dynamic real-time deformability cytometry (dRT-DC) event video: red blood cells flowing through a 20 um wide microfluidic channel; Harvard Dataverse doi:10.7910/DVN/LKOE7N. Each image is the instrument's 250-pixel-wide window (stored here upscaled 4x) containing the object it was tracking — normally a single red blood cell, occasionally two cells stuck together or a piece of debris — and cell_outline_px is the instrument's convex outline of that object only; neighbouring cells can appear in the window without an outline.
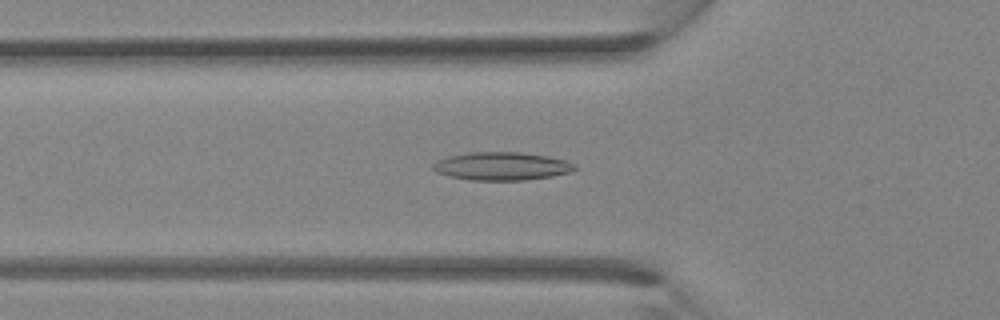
{"species": "Egyptian fruit bat (a non-hibernating species)", "species_latin": "Rousettus aegyptiacus", "temperature_condition": "room temperature", "stored_images_in_passage": 27, "camera_frame_rate_fps": 3000, "um_per_image_px": 0.085, "animal": {"sex": "female"}, "frame": {"image": 1, "passage_image": 6, "time_ms": 1.667, "image_size_px": [1000, 320], "cell_outline_px": [[576, 168], [572, 172], [552, 176], [524, 180], [472, 180], [448, 176], [436, 172], [432, 168], [432, 164], [448, 156], [472, 152], [520, 152], [548, 156], [564, 160], [576, 164]], "centroid_in_image_um": [42.66, 14.12], "position_along_channel_um": 83.1, "area_um2": 23.18}}
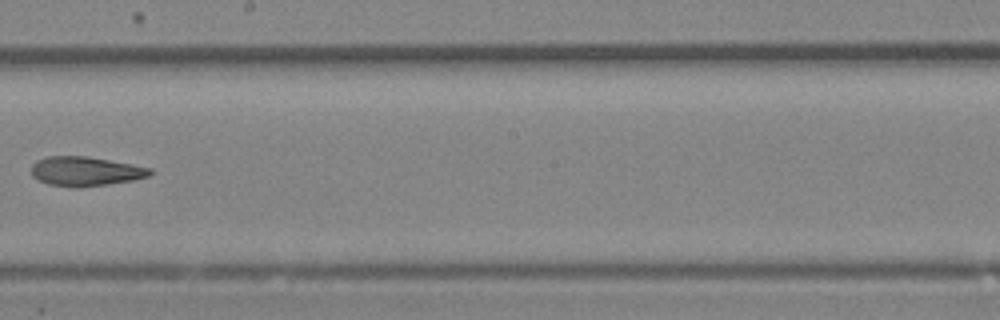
{"frame": {"image": 2, "passage_image": 14, "time_ms": 4.333, "image_size_px": [1000, 320], "cell_outline_px": [[152, 172], [148, 176], [132, 180], [108, 184], [76, 188], [72, 188], [48, 184], [32, 176], [32, 164], [36, 160], [48, 156], [88, 156], [132, 164], [152, 168]], "centroid_in_image_um": [7.25, 14.56], "position_along_channel_um": 241.0, "area_um2": 20.35}}
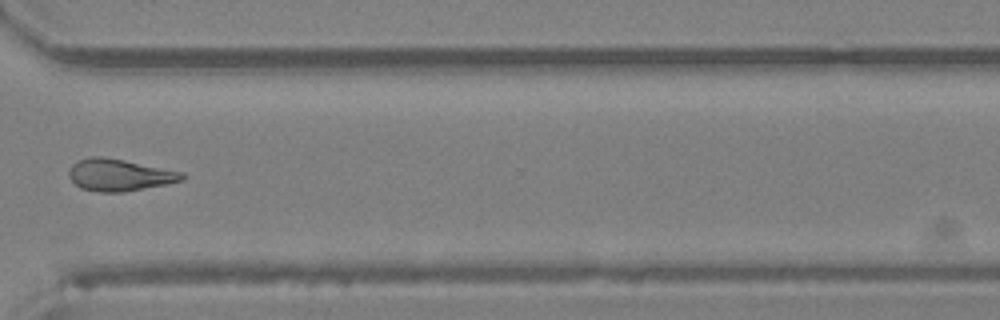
{"frame": {"image": 3, "passage_image": 20, "time_ms": 6.333, "image_size_px": [1000, 320], "cell_outline_px": [[188, 176], [184, 180], [124, 192], [100, 192], [80, 188], [68, 176], [68, 172], [72, 164], [80, 160], [92, 156], [104, 156], [184, 172]], "centroid_in_image_um": [10.16, 14.87], "position_along_channel_um": 360.4, "area_um2": 21.04}}